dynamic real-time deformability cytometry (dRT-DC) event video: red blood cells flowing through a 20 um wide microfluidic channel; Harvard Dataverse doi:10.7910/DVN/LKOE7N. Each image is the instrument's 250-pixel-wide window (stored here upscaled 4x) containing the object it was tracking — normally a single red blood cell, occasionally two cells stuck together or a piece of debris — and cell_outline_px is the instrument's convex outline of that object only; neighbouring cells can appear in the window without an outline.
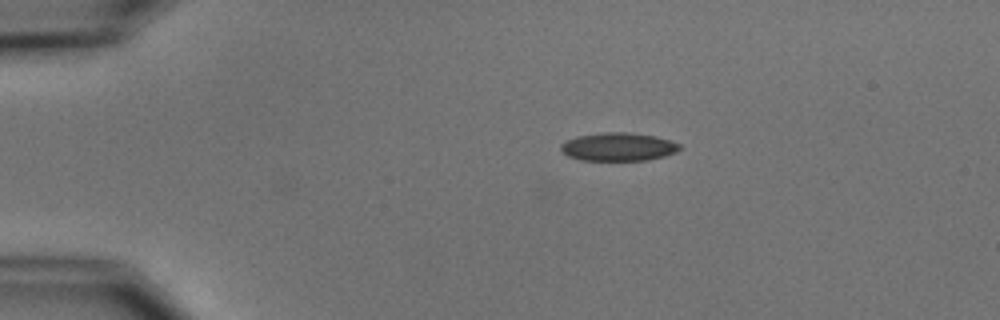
{"species": "common noctule bat (a hibernating species)", "species_latin": "Nyctalus noctula", "temperature_condition": "cold", "stored_images_in_passage": 4, "camera_frame_rate_fps": 3000, "um_per_image_px": 0.085, "animal": {"sex": "male", "body_mass_g": 15.6}, "frame": {"image": 1, "passage_image": 1, "time_ms": 0.0, "image_size_px": [1000, 320], "cell_outline_px": [[680, 148], [676, 152], [664, 156], [648, 160], [580, 160], [568, 156], [560, 148], [560, 144], [564, 140], [576, 136], [604, 132], [624, 132], [656, 136], [680, 144]], "centroid_in_image_um": [52.52, 12.47], "position_along_channel_um": 32.5, "area_um2": 19.54}}
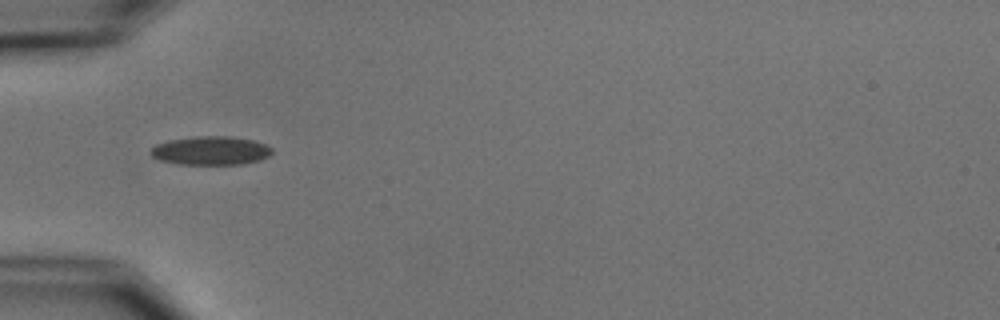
{"frame": {"image": 2, "passage_image": 3, "time_ms": 2.333, "image_size_px": [1000, 320], "cell_outline_px": [[272, 152], [268, 156], [260, 160], [244, 164], [180, 164], [160, 160], [152, 156], [148, 152], [156, 144], [168, 140], [196, 136], [228, 136], [252, 140], [264, 144], [272, 148]], "centroid_in_image_um": [17.89, 12.8], "position_along_channel_um": 67.1, "area_um2": 20.23}}